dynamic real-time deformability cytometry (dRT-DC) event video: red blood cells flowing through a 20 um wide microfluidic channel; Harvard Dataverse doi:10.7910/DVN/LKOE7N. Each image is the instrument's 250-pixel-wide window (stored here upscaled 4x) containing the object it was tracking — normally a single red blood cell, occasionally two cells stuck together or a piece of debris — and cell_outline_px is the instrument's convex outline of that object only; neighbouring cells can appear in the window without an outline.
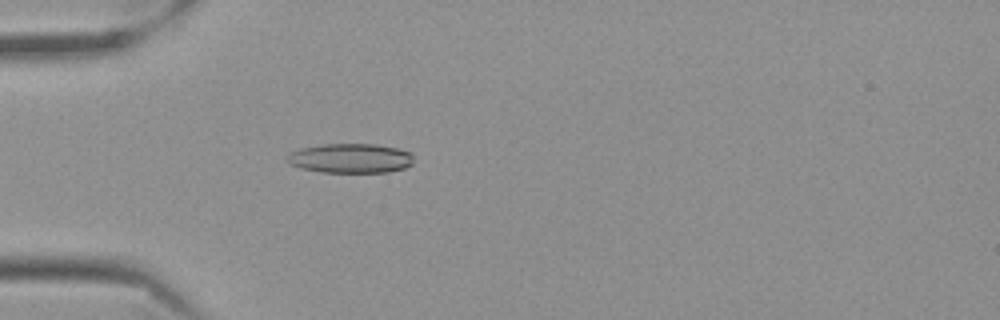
{"species": "Egyptian fruit bat (a non-hibernating species)", "species_latin": "Rousettus aegyptiacus", "temperature_condition": "cold", "stored_images_in_passage": 58, "camera_frame_rate_fps": 3000, "um_per_image_px": 0.085, "frame": {"image": 1, "passage_image": 18, "time_ms": 5.667, "image_size_px": [1000, 320], "cell_outline_px": [[412, 164], [404, 168], [388, 172], [320, 172], [300, 168], [292, 164], [288, 160], [288, 156], [292, 152], [300, 148], [324, 144], [376, 144], [400, 148], [408, 152], [412, 156]], "centroid_in_image_um": [29.82, 13.45], "position_along_channel_um": 55.2, "area_um2": 21.62}}
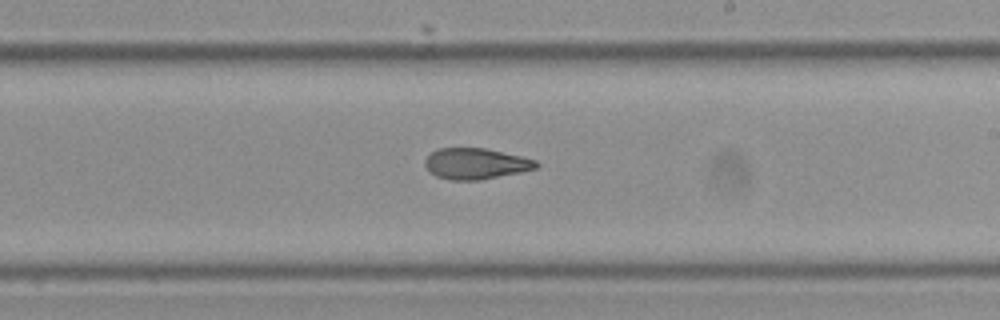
{"frame": {"image": 2, "passage_image": 35, "time_ms": 11.333, "image_size_px": [1000, 320], "cell_outline_px": [[540, 164], [536, 168], [520, 172], [480, 180], [452, 180], [436, 176], [428, 172], [424, 164], [424, 160], [436, 148], [488, 148], [536, 160]], "centroid_in_image_um": [40.41, 13.91], "position_along_channel_um": 248.6, "area_um2": 20.17}}
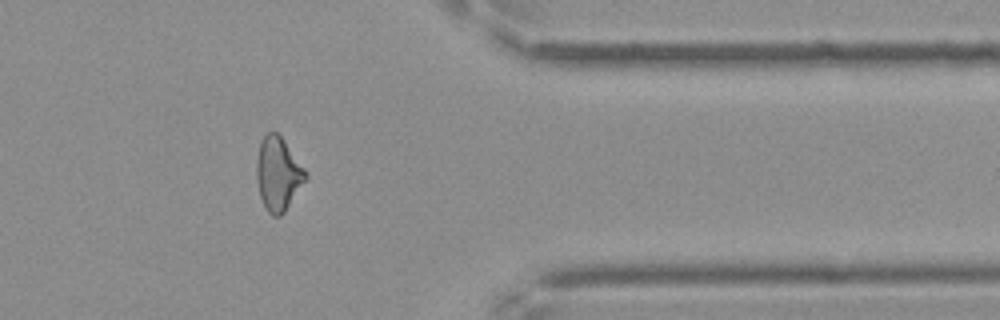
{"frame": {"image": 3, "passage_image": 48, "time_ms": 15.667, "image_size_px": [1000, 320], "cell_outline_px": [[308, 176], [284, 212], [280, 216], [272, 216], [268, 212], [260, 196], [256, 180], [256, 160], [260, 144], [264, 136], [268, 132], [276, 132], [284, 140], [308, 172]], "centroid_in_image_um": [23.64, 14.77], "position_along_channel_um": 387.8, "area_um2": 20.87}, "authors_computed_cell_mechanics": {"area_um2": 21.1837, "velocity_mm_per_s": 3.5422, "shape_relaxation_time_tau1_ms": null, "shape_relaxation_time_tau2_ms": 3.7396, "deformation_change_tau1": null, "deformation_change_tau2": 0.1122}}